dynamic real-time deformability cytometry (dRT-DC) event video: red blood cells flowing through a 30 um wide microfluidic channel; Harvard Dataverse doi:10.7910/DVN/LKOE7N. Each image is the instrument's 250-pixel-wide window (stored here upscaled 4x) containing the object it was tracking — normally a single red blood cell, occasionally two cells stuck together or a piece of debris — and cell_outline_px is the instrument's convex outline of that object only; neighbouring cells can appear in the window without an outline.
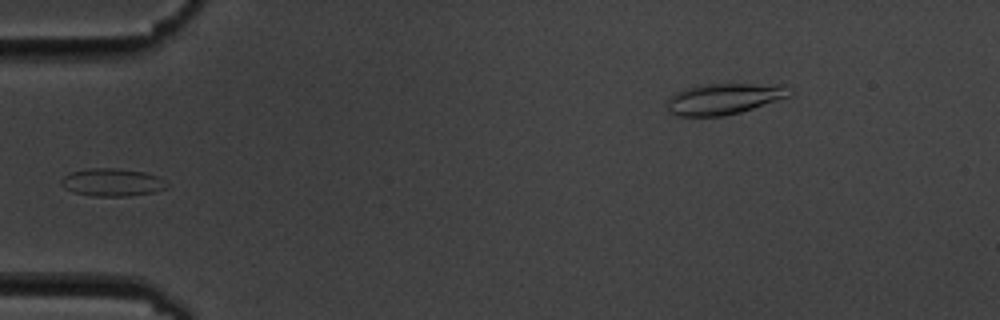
{"species": "common noctule bat (a hibernating species)", "species_latin": "Nyctalus noctula", "temperature_condition": "cold", "stored_images_in_passage": 5, "camera_frame_rate_fps": 3000, "um_per_image_px": 0.085, "animal": {"sex": "male", "body_mass_g": 19.5, "forearm_length_mm": 54.6}, "frame": {"image": 1, "passage_image": 5, "time_ms": 4.667, "image_size_px": [1000, 320], "cell_outline_px": [[168, 188], [152, 192], [128, 196], [92, 196], [72, 192], [64, 188], [60, 184], [60, 180], [64, 176], [72, 172], [92, 168], [116, 168], [144, 172], [156, 176], [168, 184]], "centroid_in_image_um": [9.5, 15.5], "position_along_channel_um": 75.5, "area_um2": 16.99}}